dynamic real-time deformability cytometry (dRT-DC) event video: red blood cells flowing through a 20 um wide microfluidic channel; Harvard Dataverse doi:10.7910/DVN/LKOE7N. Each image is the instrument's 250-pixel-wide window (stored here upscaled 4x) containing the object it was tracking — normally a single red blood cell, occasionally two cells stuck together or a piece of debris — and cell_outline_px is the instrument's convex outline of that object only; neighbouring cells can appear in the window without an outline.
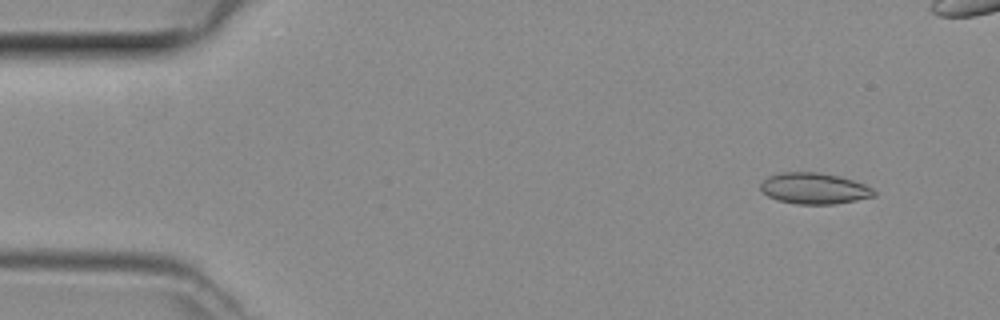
{"species": "common noctule bat (a hibernating species)", "species_latin": "Nyctalus noctula", "temperature_condition": "room temperature", "stored_images_in_passage": 45, "camera_frame_rate_fps": 3000, "um_per_image_px": 0.085, "animal": {"sex": "female", "body_mass_g": 29.2, "forearm_length_mm": 56.3}, "frame": {"image": 1, "passage_image": 1, "time_ms": 0.0, "image_size_px": [1000, 320], "cell_outline_px": [[876, 196], [836, 204], [796, 204], [776, 200], [768, 196], [760, 188], [760, 184], [768, 176], [780, 172], [816, 172], [840, 176], [864, 184], [872, 188], [876, 192]], "centroid_in_image_um": [69.21, 16.02], "position_along_channel_um": 15.8, "area_um2": 20.63}}
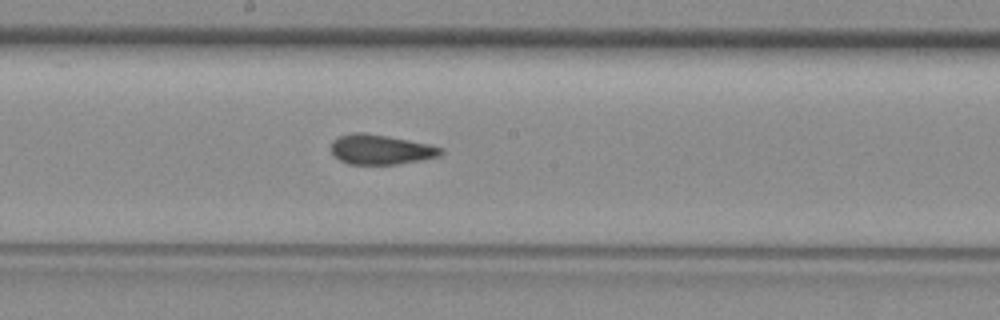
{"frame": {"image": 2, "passage_image": 22, "time_ms": 7.0, "image_size_px": [1000, 320], "cell_outline_px": [[444, 152], [440, 156], [420, 160], [396, 164], [348, 164], [340, 160], [332, 152], [332, 140], [340, 136], [352, 132], [364, 132], [388, 136], [428, 144], [444, 148]], "centroid_in_image_um": [32.37, 12.7], "position_along_channel_um": 215.8, "area_um2": 19.02}}
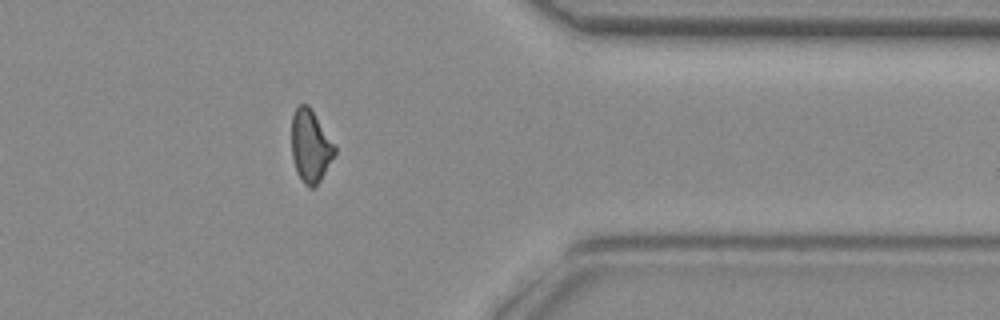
{"frame": {"image": 3, "passage_image": 35, "time_ms": 11.333, "image_size_px": [1000, 320], "cell_outline_px": [[336, 152], [316, 188], [308, 188], [300, 180], [296, 172], [292, 156], [292, 116], [296, 108], [300, 104], [308, 104], [336, 144]], "centroid_in_image_um": [26.4, 12.44], "position_along_channel_um": 385.0, "area_um2": 18.5}}